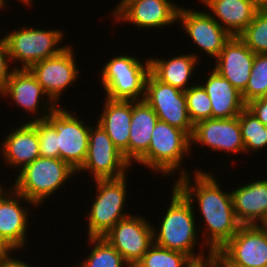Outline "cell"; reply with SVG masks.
Masks as SVG:
<instances>
[{"instance_id": "obj_40", "label": "cell", "mask_w": 267, "mask_h": 267, "mask_svg": "<svg viewBox=\"0 0 267 267\" xmlns=\"http://www.w3.org/2000/svg\"><path fill=\"white\" fill-rule=\"evenodd\" d=\"M12 189V187L10 186V188L8 189L3 187L0 183V200Z\"/></svg>"}, {"instance_id": "obj_43", "label": "cell", "mask_w": 267, "mask_h": 267, "mask_svg": "<svg viewBox=\"0 0 267 267\" xmlns=\"http://www.w3.org/2000/svg\"><path fill=\"white\" fill-rule=\"evenodd\" d=\"M0 96L4 97L3 88L0 87ZM1 98V97H0Z\"/></svg>"}, {"instance_id": "obj_12", "label": "cell", "mask_w": 267, "mask_h": 267, "mask_svg": "<svg viewBox=\"0 0 267 267\" xmlns=\"http://www.w3.org/2000/svg\"><path fill=\"white\" fill-rule=\"evenodd\" d=\"M147 220L145 217L131 214L118 221L103 236L131 267H134L154 243V225Z\"/></svg>"}, {"instance_id": "obj_13", "label": "cell", "mask_w": 267, "mask_h": 267, "mask_svg": "<svg viewBox=\"0 0 267 267\" xmlns=\"http://www.w3.org/2000/svg\"><path fill=\"white\" fill-rule=\"evenodd\" d=\"M73 51V47L68 44L59 54L39 61L29 68L47 98L56 106L60 105L59 99L63 91L79 78L80 69L77 68L78 64H75L77 59Z\"/></svg>"}, {"instance_id": "obj_41", "label": "cell", "mask_w": 267, "mask_h": 267, "mask_svg": "<svg viewBox=\"0 0 267 267\" xmlns=\"http://www.w3.org/2000/svg\"><path fill=\"white\" fill-rule=\"evenodd\" d=\"M18 1H21L24 5L27 4L26 6H29V5H32L33 4L31 0H18Z\"/></svg>"}, {"instance_id": "obj_35", "label": "cell", "mask_w": 267, "mask_h": 267, "mask_svg": "<svg viewBox=\"0 0 267 267\" xmlns=\"http://www.w3.org/2000/svg\"><path fill=\"white\" fill-rule=\"evenodd\" d=\"M246 108L267 126V97L251 100L246 104Z\"/></svg>"}, {"instance_id": "obj_23", "label": "cell", "mask_w": 267, "mask_h": 267, "mask_svg": "<svg viewBox=\"0 0 267 267\" xmlns=\"http://www.w3.org/2000/svg\"><path fill=\"white\" fill-rule=\"evenodd\" d=\"M200 2L211 11L212 18L232 37L239 36L258 11L250 0H200Z\"/></svg>"}, {"instance_id": "obj_30", "label": "cell", "mask_w": 267, "mask_h": 267, "mask_svg": "<svg viewBox=\"0 0 267 267\" xmlns=\"http://www.w3.org/2000/svg\"><path fill=\"white\" fill-rule=\"evenodd\" d=\"M238 37L255 54H267V10H258Z\"/></svg>"}, {"instance_id": "obj_29", "label": "cell", "mask_w": 267, "mask_h": 267, "mask_svg": "<svg viewBox=\"0 0 267 267\" xmlns=\"http://www.w3.org/2000/svg\"><path fill=\"white\" fill-rule=\"evenodd\" d=\"M192 258L153 243L134 267H185Z\"/></svg>"}, {"instance_id": "obj_2", "label": "cell", "mask_w": 267, "mask_h": 267, "mask_svg": "<svg viewBox=\"0 0 267 267\" xmlns=\"http://www.w3.org/2000/svg\"><path fill=\"white\" fill-rule=\"evenodd\" d=\"M170 204L165 210L159 228L153 226L154 243L158 246L179 251L190 256L192 259L205 256L203 245L198 241L195 206L184 196V194L174 185L172 187ZM194 206V207H193ZM157 228V230L155 229ZM199 243L200 245H198ZM201 249L195 250V246ZM201 250V251H200Z\"/></svg>"}, {"instance_id": "obj_33", "label": "cell", "mask_w": 267, "mask_h": 267, "mask_svg": "<svg viewBox=\"0 0 267 267\" xmlns=\"http://www.w3.org/2000/svg\"><path fill=\"white\" fill-rule=\"evenodd\" d=\"M37 131L40 157L59 158L57 131L47 120L29 122Z\"/></svg>"}, {"instance_id": "obj_38", "label": "cell", "mask_w": 267, "mask_h": 267, "mask_svg": "<svg viewBox=\"0 0 267 267\" xmlns=\"http://www.w3.org/2000/svg\"><path fill=\"white\" fill-rule=\"evenodd\" d=\"M185 267H203V257L191 259Z\"/></svg>"}, {"instance_id": "obj_19", "label": "cell", "mask_w": 267, "mask_h": 267, "mask_svg": "<svg viewBox=\"0 0 267 267\" xmlns=\"http://www.w3.org/2000/svg\"><path fill=\"white\" fill-rule=\"evenodd\" d=\"M254 59L255 53L238 36L231 37L213 68L242 93L250 78Z\"/></svg>"}, {"instance_id": "obj_25", "label": "cell", "mask_w": 267, "mask_h": 267, "mask_svg": "<svg viewBox=\"0 0 267 267\" xmlns=\"http://www.w3.org/2000/svg\"><path fill=\"white\" fill-rule=\"evenodd\" d=\"M158 116L145 101H132V119L128 141V162L133 166L149 149Z\"/></svg>"}, {"instance_id": "obj_1", "label": "cell", "mask_w": 267, "mask_h": 267, "mask_svg": "<svg viewBox=\"0 0 267 267\" xmlns=\"http://www.w3.org/2000/svg\"><path fill=\"white\" fill-rule=\"evenodd\" d=\"M192 172H195L193 178L191 174L178 177L173 185L191 204H198L199 214L203 217V223H206L202 231L205 236L202 235L201 240L207 248V254L217 252L237 233L242 224L236 218L231 192L222 190L223 187L212 173L198 168ZM191 178L195 181L193 185Z\"/></svg>"}, {"instance_id": "obj_24", "label": "cell", "mask_w": 267, "mask_h": 267, "mask_svg": "<svg viewBox=\"0 0 267 267\" xmlns=\"http://www.w3.org/2000/svg\"><path fill=\"white\" fill-rule=\"evenodd\" d=\"M104 109L96 123L100 124L114 145L128 161V141L132 119V101L104 98Z\"/></svg>"}, {"instance_id": "obj_18", "label": "cell", "mask_w": 267, "mask_h": 267, "mask_svg": "<svg viewBox=\"0 0 267 267\" xmlns=\"http://www.w3.org/2000/svg\"><path fill=\"white\" fill-rule=\"evenodd\" d=\"M191 148L194 145L207 146L214 151L224 153H245L241 135L239 116L227 119H206L194 125Z\"/></svg>"}, {"instance_id": "obj_8", "label": "cell", "mask_w": 267, "mask_h": 267, "mask_svg": "<svg viewBox=\"0 0 267 267\" xmlns=\"http://www.w3.org/2000/svg\"><path fill=\"white\" fill-rule=\"evenodd\" d=\"M94 126L90 127L86 159L76 173L91 172L93 180L128 176L126 172L132 165L114 145L103 127L98 123Z\"/></svg>"}, {"instance_id": "obj_27", "label": "cell", "mask_w": 267, "mask_h": 267, "mask_svg": "<svg viewBox=\"0 0 267 267\" xmlns=\"http://www.w3.org/2000/svg\"><path fill=\"white\" fill-rule=\"evenodd\" d=\"M87 238L93 246L90 254L72 267H131L104 237Z\"/></svg>"}, {"instance_id": "obj_20", "label": "cell", "mask_w": 267, "mask_h": 267, "mask_svg": "<svg viewBox=\"0 0 267 267\" xmlns=\"http://www.w3.org/2000/svg\"><path fill=\"white\" fill-rule=\"evenodd\" d=\"M235 189L230 192L237 220L242 225H264L267 222V179L250 181Z\"/></svg>"}, {"instance_id": "obj_42", "label": "cell", "mask_w": 267, "mask_h": 267, "mask_svg": "<svg viewBox=\"0 0 267 267\" xmlns=\"http://www.w3.org/2000/svg\"><path fill=\"white\" fill-rule=\"evenodd\" d=\"M5 1L6 0H0V9H2V8L4 9V7L6 6L5 5L6 4Z\"/></svg>"}, {"instance_id": "obj_37", "label": "cell", "mask_w": 267, "mask_h": 267, "mask_svg": "<svg viewBox=\"0 0 267 267\" xmlns=\"http://www.w3.org/2000/svg\"><path fill=\"white\" fill-rule=\"evenodd\" d=\"M203 267H229V266L228 263L218 254V252L211 251L210 253H208V255L203 256Z\"/></svg>"}, {"instance_id": "obj_10", "label": "cell", "mask_w": 267, "mask_h": 267, "mask_svg": "<svg viewBox=\"0 0 267 267\" xmlns=\"http://www.w3.org/2000/svg\"><path fill=\"white\" fill-rule=\"evenodd\" d=\"M144 100L160 121L192 136L194 125L188 115L185 91L161 82L150 72L146 80Z\"/></svg>"}, {"instance_id": "obj_5", "label": "cell", "mask_w": 267, "mask_h": 267, "mask_svg": "<svg viewBox=\"0 0 267 267\" xmlns=\"http://www.w3.org/2000/svg\"><path fill=\"white\" fill-rule=\"evenodd\" d=\"M100 71L101 85L110 100H144L150 73L149 58L141 62L136 56L118 55L108 59Z\"/></svg>"}, {"instance_id": "obj_6", "label": "cell", "mask_w": 267, "mask_h": 267, "mask_svg": "<svg viewBox=\"0 0 267 267\" xmlns=\"http://www.w3.org/2000/svg\"><path fill=\"white\" fill-rule=\"evenodd\" d=\"M126 181V176L94 180L96 196L86 216L88 237H103L118 221L130 216L124 212L128 196Z\"/></svg>"}, {"instance_id": "obj_34", "label": "cell", "mask_w": 267, "mask_h": 267, "mask_svg": "<svg viewBox=\"0 0 267 267\" xmlns=\"http://www.w3.org/2000/svg\"><path fill=\"white\" fill-rule=\"evenodd\" d=\"M11 60V57L9 55L7 43L5 36L3 38H0V87L4 88L7 80L11 77L13 71L17 69L18 65L14 67H10L9 63ZM10 68V69H9Z\"/></svg>"}, {"instance_id": "obj_17", "label": "cell", "mask_w": 267, "mask_h": 267, "mask_svg": "<svg viewBox=\"0 0 267 267\" xmlns=\"http://www.w3.org/2000/svg\"><path fill=\"white\" fill-rule=\"evenodd\" d=\"M3 94L4 98L9 96L6 100L11 98L12 103L14 102L25 112L33 114L34 118L26 120L27 122L46 120L57 107L50 99L43 98L44 96L47 97V95L29 69H15L3 88ZM41 98L44 100L41 101ZM40 101L43 104H40ZM40 105H42V109L44 108L42 115L41 113L39 114L41 112V109H38L41 107ZM37 112L39 116L35 115Z\"/></svg>"}, {"instance_id": "obj_15", "label": "cell", "mask_w": 267, "mask_h": 267, "mask_svg": "<svg viewBox=\"0 0 267 267\" xmlns=\"http://www.w3.org/2000/svg\"><path fill=\"white\" fill-rule=\"evenodd\" d=\"M179 21L184 33H188L187 36L198 46L199 51L206 52L214 61L232 37L208 11H195L181 5L177 15V22Z\"/></svg>"}, {"instance_id": "obj_21", "label": "cell", "mask_w": 267, "mask_h": 267, "mask_svg": "<svg viewBox=\"0 0 267 267\" xmlns=\"http://www.w3.org/2000/svg\"><path fill=\"white\" fill-rule=\"evenodd\" d=\"M17 126L18 128L12 129L2 141L0 152L7 165L20 171L40 157V152L36 129L29 122Z\"/></svg>"}, {"instance_id": "obj_31", "label": "cell", "mask_w": 267, "mask_h": 267, "mask_svg": "<svg viewBox=\"0 0 267 267\" xmlns=\"http://www.w3.org/2000/svg\"><path fill=\"white\" fill-rule=\"evenodd\" d=\"M267 93V54H255L246 89L242 92L247 104L253 99L265 97Z\"/></svg>"}, {"instance_id": "obj_11", "label": "cell", "mask_w": 267, "mask_h": 267, "mask_svg": "<svg viewBox=\"0 0 267 267\" xmlns=\"http://www.w3.org/2000/svg\"><path fill=\"white\" fill-rule=\"evenodd\" d=\"M218 254L233 267H267V227L241 225Z\"/></svg>"}, {"instance_id": "obj_22", "label": "cell", "mask_w": 267, "mask_h": 267, "mask_svg": "<svg viewBox=\"0 0 267 267\" xmlns=\"http://www.w3.org/2000/svg\"><path fill=\"white\" fill-rule=\"evenodd\" d=\"M204 84L201 83L211 101L212 118L237 117L246 108L242 93L213 68Z\"/></svg>"}, {"instance_id": "obj_32", "label": "cell", "mask_w": 267, "mask_h": 267, "mask_svg": "<svg viewBox=\"0 0 267 267\" xmlns=\"http://www.w3.org/2000/svg\"><path fill=\"white\" fill-rule=\"evenodd\" d=\"M187 111L193 125L212 118V107L209 96L200 83H195L185 91Z\"/></svg>"}, {"instance_id": "obj_36", "label": "cell", "mask_w": 267, "mask_h": 267, "mask_svg": "<svg viewBox=\"0 0 267 267\" xmlns=\"http://www.w3.org/2000/svg\"><path fill=\"white\" fill-rule=\"evenodd\" d=\"M13 252L16 250H4L0 251V267H32L33 265L26 263L25 261L14 258ZM34 267V266H33Z\"/></svg>"}, {"instance_id": "obj_16", "label": "cell", "mask_w": 267, "mask_h": 267, "mask_svg": "<svg viewBox=\"0 0 267 267\" xmlns=\"http://www.w3.org/2000/svg\"><path fill=\"white\" fill-rule=\"evenodd\" d=\"M23 201L35 206L13 188L0 200V251H24L23 247H26L30 212L27 206L24 207Z\"/></svg>"}, {"instance_id": "obj_39", "label": "cell", "mask_w": 267, "mask_h": 267, "mask_svg": "<svg viewBox=\"0 0 267 267\" xmlns=\"http://www.w3.org/2000/svg\"><path fill=\"white\" fill-rule=\"evenodd\" d=\"M257 10H267V0H250Z\"/></svg>"}, {"instance_id": "obj_14", "label": "cell", "mask_w": 267, "mask_h": 267, "mask_svg": "<svg viewBox=\"0 0 267 267\" xmlns=\"http://www.w3.org/2000/svg\"><path fill=\"white\" fill-rule=\"evenodd\" d=\"M110 13L116 22H129L143 29H156L177 22L179 5L170 0H119Z\"/></svg>"}, {"instance_id": "obj_4", "label": "cell", "mask_w": 267, "mask_h": 267, "mask_svg": "<svg viewBox=\"0 0 267 267\" xmlns=\"http://www.w3.org/2000/svg\"><path fill=\"white\" fill-rule=\"evenodd\" d=\"M74 174H77L76 171L59 158L38 157L18 171L12 188L36 208L62 188Z\"/></svg>"}, {"instance_id": "obj_28", "label": "cell", "mask_w": 267, "mask_h": 267, "mask_svg": "<svg viewBox=\"0 0 267 267\" xmlns=\"http://www.w3.org/2000/svg\"><path fill=\"white\" fill-rule=\"evenodd\" d=\"M239 123L245 152L257 153L267 146V126L245 108L239 115Z\"/></svg>"}, {"instance_id": "obj_3", "label": "cell", "mask_w": 267, "mask_h": 267, "mask_svg": "<svg viewBox=\"0 0 267 267\" xmlns=\"http://www.w3.org/2000/svg\"><path fill=\"white\" fill-rule=\"evenodd\" d=\"M191 153V138L183 130L158 120L151 134L148 151L137 161L143 165L162 173L165 177L178 171L179 177L187 175L188 170L182 168L185 155ZM175 171V172H174ZM180 172V173H179Z\"/></svg>"}, {"instance_id": "obj_7", "label": "cell", "mask_w": 267, "mask_h": 267, "mask_svg": "<svg viewBox=\"0 0 267 267\" xmlns=\"http://www.w3.org/2000/svg\"><path fill=\"white\" fill-rule=\"evenodd\" d=\"M20 28V29H19ZM5 36L9 55L13 64L20 62L17 69H29L35 63L59 54L67 47L58 46L62 42L63 30H43L31 26L19 27Z\"/></svg>"}, {"instance_id": "obj_9", "label": "cell", "mask_w": 267, "mask_h": 267, "mask_svg": "<svg viewBox=\"0 0 267 267\" xmlns=\"http://www.w3.org/2000/svg\"><path fill=\"white\" fill-rule=\"evenodd\" d=\"M57 131L59 159L77 171L84 163L90 127L71 111L57 106L46 119Z\"/></svg>"}, {"instance_id": "obj_26", "label": "cell", "mask_w": 267, "mask_h": 267, "mask_svg": "<svg viewBox=\"0 0 267 267\" xmlns=\"http://www.w3.org/2000/svg\"><path fill=\"white\" fill-rule=\"evenodd\" d=\"M200 59L193 52L185 55H174V57L172 56L169 59H165L164 57L163 59L149 57L150 72L161 82L186 91L194 85L192 83L190 84L189 80L192 79L191 77L194 75L195 68L199 64Z\"/></svg>"}]
</instances>
